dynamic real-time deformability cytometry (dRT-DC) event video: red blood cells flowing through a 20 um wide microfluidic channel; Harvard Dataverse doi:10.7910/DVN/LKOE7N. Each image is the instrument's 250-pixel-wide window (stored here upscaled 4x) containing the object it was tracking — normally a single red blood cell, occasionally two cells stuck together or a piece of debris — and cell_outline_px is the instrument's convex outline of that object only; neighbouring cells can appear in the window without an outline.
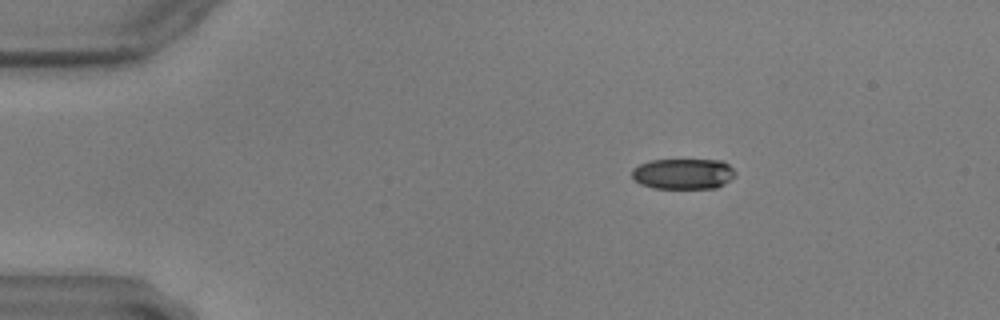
{"species": "common noctule bat (a hibernating species)", "species_latin": "Nyctalus noctula", "temperature_condition": "warm", "stored_images_in_passage": 50, "camera_frame_rate_fps": 3000, "um_per_image_px": 0.085, "animal": {"sex": "male", "body_mass_g": 17.9, "forearm_length_mm": 54.2}, "frame": {"image": 1, "passage_image": 1, "time_ms": 0.0, "image_size_px": [1000, 320], "cell_outline_px": [[736, 176], [724, 184], [716, 188], [652, 188], [640, 184], [632, 180], [632, 168], [640, 164], [652, 160], [720, 160], [728, 164], [736, 172]], "centroid_in_image_um": [58.06, 14.78], "position_along_channel_um": 26.9, "area_um2": 18.61}}
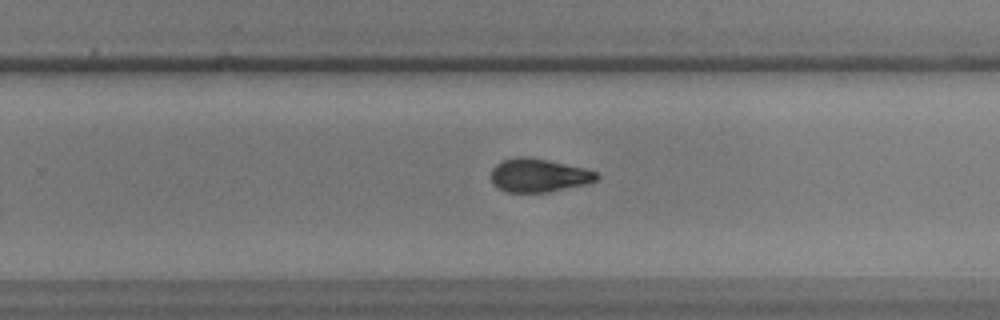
{"frame": {"image": 2, "passage_image": 29, "time_ms": 9.333, "image_size_px": [1000, 320], "cell_outline_px": [[600, 176], [596, 180], [584, 184], [548, 192], [504, 192], [492, 184], [492, 168], [496, 164], [504, 160], [516, 156], [528, 156], [548, 160], [584, 168], [600, 172]], "centroid_in_image_um": [45.78, 14.9], "position_along_channel_um": 284.0, "area_um2": 20.63}}
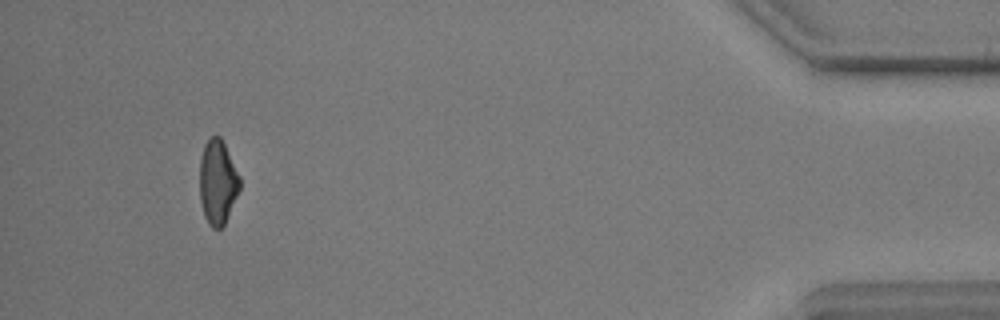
{"frame": {"image": 3, "passage_image": 46, "time_ms": 15.0, "image_size_px": [1000, 320], "cell_outline_px": [[240, 188], [224, 224], [220, 228], [212, 228], [208, 224], [204, 216], [200, 200], [200, 160], [204, 144], [212, 136], [220, 136], [240, 176]], "centroid_in_image_um": [18.49, 15.49], "position_along_channel_um": 416.7, "area_um2": 19.54}}